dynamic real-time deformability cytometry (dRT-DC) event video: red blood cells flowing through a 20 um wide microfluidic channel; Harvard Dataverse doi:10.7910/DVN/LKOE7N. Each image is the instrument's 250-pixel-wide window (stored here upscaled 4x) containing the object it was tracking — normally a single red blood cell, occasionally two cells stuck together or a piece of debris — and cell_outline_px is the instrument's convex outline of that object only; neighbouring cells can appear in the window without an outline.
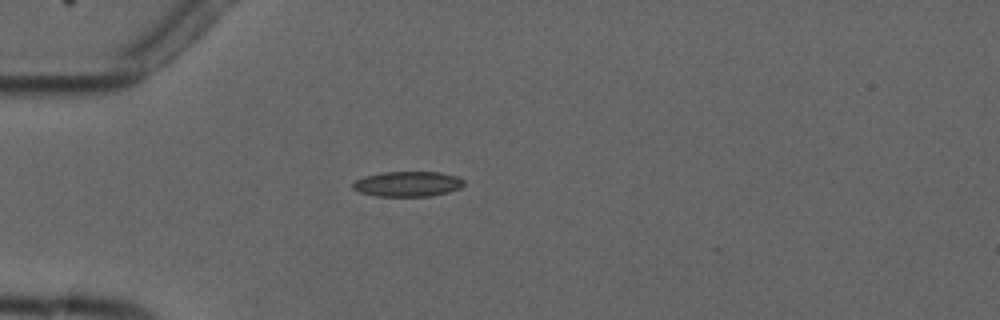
{"species": "common noctule bat (a hibernating species)", "species_latin": "Nyctalus noctula", "temperature_condition": "cold", "stored_images_in_passage": 5, "camera_frame_rate_fps": 3000, "um_per_image_px": 0.085, "animal": {"sex": "male", "forearm_length_mm": 52.5}, "frame": {"image": 1, "passage_image": 5, "time_ms": 4.667, "image_size_px": [1000, 320], "cell_outline_px": [[464, 184], [460, 188], [448, 192], [432, 196], [376, 196], [360, 192], [352, 188], [352, 184], [356, 180], [364, 176], [380, 172], [440, 172], [456, 176], [464, 180]], "centroid_in_image_um": [34.65, 15.63], "position_along_channel_um": 50.4, "area_um2": 16.36}}